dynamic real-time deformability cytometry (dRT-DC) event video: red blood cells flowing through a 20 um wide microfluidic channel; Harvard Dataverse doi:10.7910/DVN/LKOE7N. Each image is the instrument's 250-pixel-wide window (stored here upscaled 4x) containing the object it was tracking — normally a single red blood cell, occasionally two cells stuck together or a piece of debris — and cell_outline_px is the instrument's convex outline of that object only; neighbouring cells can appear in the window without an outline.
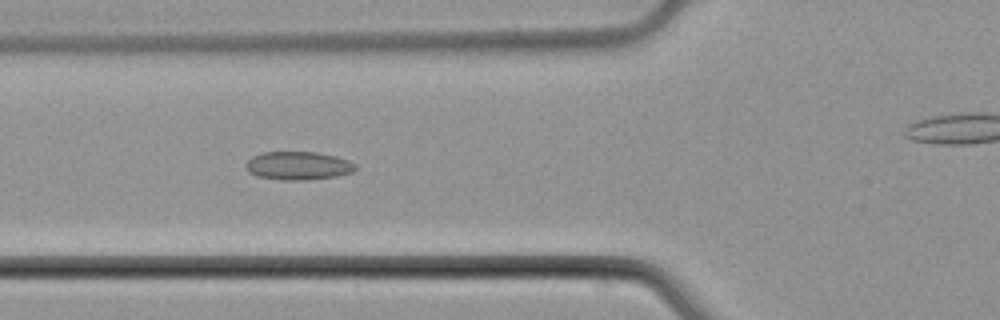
{"species": "common noctule bat (a hibernating species)", "species_latin": "Nyctalus noctula", "temperature_condition": "cold", "stored_images_in_passage": 10, "camera_frame_rate_fps": 3000, "um_per_image_px": 0.085, "animal": {"sex": "male", "body_mass_g": 21.5, "forearm_length_mm": 52.0}, "frame": {"image": 1, "passage_image": 6, "time_ms": 6.0, "image_size_px": [1000, 320], "cell_outline_px": [[356, 168], [352, 172], [336, 176], [304, 180], [280, 180], [256, 176], [248, 172], [244, 164], [252, 156], [260, 152], [316, 152], [336, 156], [348, 160], [356, 164]], "centroid_in_image_um": [25.31, 14.08], "position_along_channel_um": 100.5, "area_um2": 18.21}}
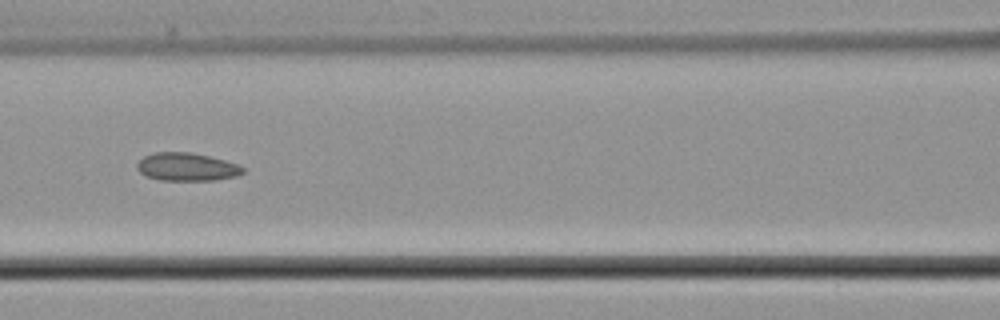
{"frame": {"image": 2, "passage_image": 7, "time_ms": 7.333, "image_size_px": [1000, 320], "cell_outline_px": [[244, 172], [236, 176], [216, 180], [160, 180], [148, 176], [140, 172], [136, 168], [136, 164], [144, 156], [156, 152], [192, 152], [240, 164], [244, 168]], "centroid_in_image_um": [15.89, 14.18], "position_along_channel_um": 150.7, "area_um2": 17.28}}
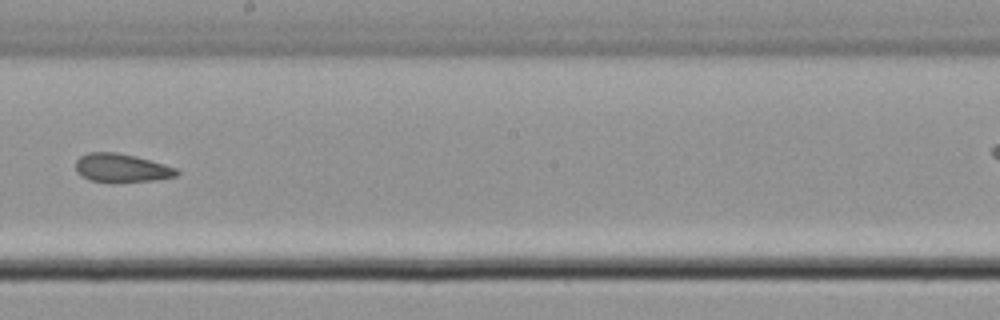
{"frame": {"image": 3, "passage_image": 9, "time_ms": 9.667, "image_size_px": [1000, 320], "cell_outline_px": [[180, 172], [176, 176], [156, 180], [88, 180], [76, 172], [76, 160], [80, 156], [88, 152], [116, 152], [136, 156], [164, 164], [176, 168]], "centroid_in_image_um": [10.32, 14.24], "position_along_channel_um": 237.9, "area_um2": 16.3}}